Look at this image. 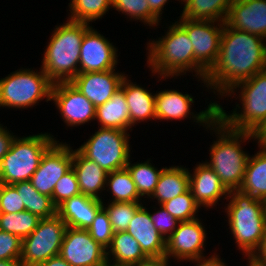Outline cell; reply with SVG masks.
Wrapping results in <instances>:
<instances>
[{
  "mask_svg": "<svg viewBox=\"0 0 266 266\" xmlns=\"http://www.w3.org/2000/svg\"><path fill=\"white\" fill-rule=\"evenodd\" d=\"M59 255L71 266H103L107 263L106 249L85 229L67 227Z\"/></svg>",
  "mask_w": 266,
  "mask_h": 266,
  "instance_id": "16",
  "label": "cell"
},
{
  "mask_svg": "<svg viewBox=\"0 0 266 266\" xmlns=\"http://www.w3.org/2000/svg\"><path fill=\"white\" fill-rule=\"evenodd\" d=\"M105 190L110 192V202H144L127 168L109 172Z\"/></svg>",
  "mask_w": 266,
  "mask_h": 266,
  "instance_id": "30",
  "label": "cell"
},
{
  "mask_svg": "<svg viewBox=\"0 0 266 266\" xmlns=\"http://www.w3.org/2000/svg\"><path fill=\"white\" fill-rule=\"evenodd\" d=\"M95 121L98 122V127L130 131L129 108L121 89L96 108Z\"/></svg>",
  "mask_w": 266,
  "mask_h": 266,
  "instance_id": "27",
  "label": "cell"
},
{
  "mask_svg": "<svg viewBox=\"0 0 266 266\" xmlns=\"http://www.w3.org/2000/svg\"><path fill=\"white\" fill-rule=\"evenodd\" d=\"M86 230L102 247L107 249L110 246L114 231L110 223L109 215L104 207L97 212L92 224Z\"/></svg>",
  "mask_w": 266,
  "mask_h": 266,
  "instance_id": "38",
  "label": "cell"
},
{
  "mask_svg": "<svg viewBox=\"0 0 266 266\" xmlns=\"http://www.w3.org/2000/svg\"><path fill=\"white\" fill-rule=\"evenodd\" d=\"M151 159L146 161L134 162L129 160L126 168L131 173L134 183L136 184L140 197L145 201L152 196L158 183L162 170L165 167H155ZM159 169V170H158ZM147 198V199H145Z\"/></svg>",
  "mask_w": 266,
  "mask_h": 266,
  "instance_id": "32",
  "label": "cell"
},
{
  "mask_svg": "<svg viewBox=\"0 0 266 266\" xmlns=\"http://www.w3.org/2000/svg\"><path fill=\"white\" fill-rule=\"evenodd\" d=\"M202 222L199 217L179 222L177 229L166 240L165 256L169 260L187 263L206 256L208 233Z\"/></svg>",
  "mask_w": 266,
  "mask_h": 266,
  "instance_id": "13",
  "label": "cell"
},
{
  "mask_svg": "<svg viewBox=\"0 0 266 266\" xmlns=\"http://www.w3.org/2000/svg\"><path fill=\"white\" fill-rule=\"evenodd\" d=\"M179 222L190 221L198 218V212L202 209L194 200L189 189L187 192L161 204ZM197 214V215H196Z\"/></svg>",
  "mask_w": 266,
  "mask_h": 266,
  "instance_id": "37",
  "label": "cell"
},
{
  "mask_svg": "<svg viewBox=\"0 0 266 266\" xmlns=\"http://www.w3.org/2000/svg\"><path fill=\"white\" fill-rule=\"evenodd\" d=\"M22 240L11 233L0 230V260L19 261Z\"/></svg>",
  "mask_w": 266,
  "mask_h": 266,
  "instance_id": "42",
  "label": "cell"
},
{
  "mask_svg": "<svg viewBox=\"0 0 266 266\" xmlns=\"http://www.w3.org/2000/svg\"><path fill=\"white\" fill-rule=\"evenodd\" d=\"M243 258L245 259V260H247V266H266V265H264V264H261V263H259V262H257L253 257H251V256H246V258H245V256H243Z\"/></svg>",
  "mask_w": 266,
  "mask_h": 266,
  "instance_id": "50",
  "label": "cell"
},
{
  "mask_svg": "<svg viewBox=\"0 0 266 266\" xmlns=\"http://www.w3.org/2000/svg\"><path fill=\"white\" fill-rule=\"evenodd\" d=\"M226 202L221 208L236 250L245 257L252 256L266 231V202L240 190L229 191Z\"/></svg>",
  "mask_w": 266,
  "mask_h": 266,
  "instance_id": "4",
  "label": "cell"
},
{
  "mask_svg": "<svg viewBox=\"0 0 266 266\" xmlns=\"http://www.w3.org/2000/svg\"><path fill=\"white\" fill-rule=\"evenodd\" d=\"M130 136L129 131L98 127L76 149L109 173L126 168L130 158L132 159Z\"/></svg>",
  "mask_w": 266,
  "mask_h": 266,
  "instance_id": "9",
  "label": "cell"
},
{
  "mask_svg": "<svg viewBox=\"0 0 266 266\" xmlns=\"http://www.w3.org/2000/svg\"><path fill=\"white\" fill-rule=\"evenodd\" d=\"M58 139L51 133L19 136L13 139L10 149L0 162V183L14 184L30 181L39 167L44 153Z\"/></svg>",
  "mask_w": 266,
  "mask_h": 266,
  "instance_id": "7",
  "label": "cell"
},
{
  "mask_svg": "<svg viewBox=\"0 0 266 266\" xmlns=\"http://www.w3.org/2000/svg\"><path fill=\"white\" fill-rule=\"evenodd\" d=\"M72 168L76 174L81 194L104 200L107 172L94 161L83 156L77 149H73ZM101 195V196H100Z\"/></svg>",
  "mask_w": 266,
  "mask_h": 266,
  "instance_id": "24",
  "label": "cell"
},
{
  "mask_svg": "<svg viewBox=\"0 0 266 266\" xmlns=\"http://www.w3.org/2000/svg\"><path fill=\"white\" fill-rule=\"evenodd\" d=\"M239 190L266 202V151L258 147L254 155H249Z\"/></svg>",
  "mask_w": 266,
  "mask_h": 266,
  "instance_id": "29",
  "label": "cell"
},
{
  "mask_svg": "<svg viewBox=\"0 0 266 266\" xmlns=\"http://www.w3.org/2000/svg\"><path fill=\"white\" fill-rule=\"evenodd\" d=\"M153 205L152 209L149 208L150 218L157 229V231L162 235V237L167 240V238L177 229L179 221L167 212L162 205ZM151 211V212H150Z\"/></svg>",
  "mask_w": 266,
  "mask_h": 266,
  "instance_id": "40",
  "label": "cell"
},
{
  "mask_svg": "<svg viewBox=\"0 0 266 266\" xmlns=\"http://www.w3.org/2000/svg\"><path fill=\"white\" fill-rule=\"evenodd\" d=\"M103 266H115V265H111V264H109V263H106V264L103 265Z\"/></svg>",
  "mask_w": 266,
  "mask_h": 266,
  "instance_id": "52",
  "label": "cell"
},
{
  "mask_svg": "<svg viewBox=\"0 0 266 266\" xmlns=\"http://www.w3.org/2000/svg\"><path fill=\"white\" fill-rule=\"evenodd\" d=\"M68 8V20L90 24L109 13L112 0H70Z\"/></svg>",
  "mask_w": 266,
  "mask_h": 266,
  "instance_id": "33",
  "label": "cell"
},
{
  "mask_svg": "<svg viewBox=\"0 0 266 266\" xmlns=\"http://www.w3.org/2000/svg\"><path fill=\"white\" fill-rule=\"evenodd\" d=\"M21 197L25 210L43 218H51L57 214V207L53 204L51 197L40 194L30 181L17 182L13 184Z\"/></svg>",
  "mask_w": 266,
  "mask_h": 266,
  "instance_id": "31",
  "label": "cell"
},
{
  "mask_svg": "<svg viewBox=\"0 0 266 266\" xmlns=\"http://www.w3.org/2000/svg\"><path fill=\"white\" fill-rule=\"evenodd\" d=\"M144 202H104L102 205L107 211L114 232L126 231L137 209Z\"/></svg>",
  "mask_w": 266,
  "mask_h": 266,
  "instance_id": "36",
  "label": "cell"
},
{
  "mask_svg": "<svg viewBox=\"0 0 266 266\" xmlns=\"http://www.w3.org/2000/svg\"><path fill=\"white\" fill-rule=\"evenodd\" d=\"M14 134L11 130L7 129V126L0 122V162L9 151L11 143L16 136Z\"/></svg>",
  "mask_w": 266,
  "mask_h": 266,
  "instance_id": "43",
  "label": "cell"
},
{
  "mask_svg": "<svg viewBox=\"0 0 266 266\" xmlns=\"http://www.w3.org/2000/svg\"><path fill=\"white\" fill-rule=\"evenodd\" d=\"M32 68L21 67L0 78V107L28 110L44 99L51 102L54 83L41 67L40 70Z\"/></svg>",
  "mask_w": 266,
  "mask_h": 266,
  "instance_id": "8",
  "label": "cell"
},
{
  "mask_svg": "<svg viewBox=\"0 0 266 266\" xmlns=\"http://www.w3.org/2000/svg\"><path fill=\"white\" fill-rule=\"evenodd\" d=\"M24 210V203L16 187L0 183V213H19Z\"/></svg>",
  "mask_w": 266,
  "mask_h": 266,
  "instance_id": "41",
  "label": "cell"
},
{
  "mask_svg": "<svg viewBox=\"0 0 266 266\" xmlns=\"http://www.w3.org/2000/svg\"><path fill=\"white\" fill-rule=\"evenodd\" d=\"M226 97L239 99V103L227 113L218 101L217 117L229 129L254 132L266 121V70L237 84L222 99Z\"/></svg>",
  "mask_w": 266,
  "mask_h": 266,
  "instance_id": "6",
  "label": "cell"
},
{
  "mask_svg": "<svg viewBox=\"0 0 266 266\" xmlns=\"http://www.w3.org/2000/svg\"><path fill=\"white\" fill-rule=\"evenodd\" d=\"M102 207V200L79 194L60 204L57 207V214L67 227L86 230Z\"/></svg>",
  "mask_w": 266,
  "mask_h": 266,
  "instance_id": "23",
  "label": "cell"
},
{
  "mask_svg": "<svg viewBox=\"0 0 266 266\" xmlns=\"http://www.w3.org/2000/svg\"><path fill=\"white\" fill-rule=\"evenodd\" d=\"M92 25L85 31L80 49L79 73L116 69L118 48Z\"/></svg>",
  "mask_w": 266,
  "mask_h": 266,
  "instance_id": "17",
  "label": "cell"
},
{
  "mask_svg": "<svg viewBox=\"0 0 266 266\" xmlns=\"http://www.w3.org/2000/svg\"><path fill=\"white\" fill-rule=\"evenodd\" d=\"M40 220L39 216L26 210L19 213H0V230L23 240L36 229Z\"/></svg>",
  "mask_w": 266,
  "mask_h": 266,
  "instance_id": "35",
  "label": "cell"
},
{
  "mask_svg": "<svg viewBox=\"0 0 266 266\" xmlns=\"http://www.w3.org/2000/svg\"><path fill=\"white\" fill-rule=\"evenodd\" d=\"M126 232L139 242L141 249L147 256L165 255L166 240L155 228L146 202L137 209Z\"/></svg>",
  "mask_w": 266,
  "mask_h": 266,
  "instance_id": "22",
  "label": "cell"
},
{
  "mask_svg": "<svg viewBox=\"0 0 266 266\" xmlns=\"http://www.w3.org/2000/svg\"><path fill=\"white\" fill-rule=\"evenodd\" d=\"M255 145L264 151H266V121L258 127L254 132Z\"/></svg>",
  "mask_w": 266,
  "mask_h": 266,
  "instance_id": "47",
  "label": "cell"
},
{
  "mask_svg": "<svg viewBox=\"0 0 266 266\" xmlns=\"http://www.w3.org/2000/svg\"><path fill=\"white\" fill-rule=\"evenodd\" d=\"M251 257H253L257 262L266 265V231L259 248L253 253Z\"/></svg>",
  "mask_w": 266,
  "mask_h": 266,
  "instance_id": "48",
  "label": "cell"
},
{
  "mask_svg": "<svg viewBox=\"0 0 266 266\" xmlns=\"http://www.w3.org/2000/svg\"><path fill=\"white\" fill-rule=\"evenodd\" d=\"M51 101L68 127H79L95 121L96 107L71 82L53 84Z\"/></svg>",
  "mask_w": 266,
  "mask_h": 266,
  "instance_id": "15",
  "label": "cell"
},
{
  "mask_svg": "<svg viewBox=\"0 0 266 266\" xmlns=\"http://www.w3.org/2000/svg\"><path fill=\"white\" fill-rule=\"evenodd\" d=\"M116 70L79 73L70 82L97 108L111 99L127 75Z\"/></svg>",
  "mask_w": 266,
  "mask_h": 266,
  "instance_id": "18",
  "label": "cell"
},
{
  "mask_svg": "<svg viewBox=\"0 0 266 266\" xmlns=\"http://www.w3.org/2000/svg\"><path fill=\"white\" fill-rule=\"evenodd\" d=\"M147 257L139 242L126 231L114 232L106 249L107 263L115 266H130Z\"/></svg>",
  "mask_w": 266,
  "mask_h": 266,
  "instance_id": "26",
  "label": "cell"
},
{
  "mask_svg": "<svg viewBox=\"0 0 266 266\" xmlns=\"http://www.w3.org/2000/svg\"><path fill=\"white\" fill-rule=\"evenodd\" d=\"M81 194L76 174L71 168L66 174H64L56 183L52 193V202L58 207L65 200Z\"/></svg>",
  "mask_w": 266,
  "mask_h": 266,
  "instance_id": "39",
  "label": "cell"
},
{
  "mask_svg": "<svg viewBox=\"0 0 266 266\" xmlns=\"http://www.w3.org/2000/svg\"><path fill=\"white\" fill-rule=\"evenodd\" d=\"M170 261L165 255L162 256H148L130 266H170Z\"/></svg>",
  "mask_w": 266,
  "mask_h": 266,
  "instance_id": "45",
  "label": "cell"
},
{
  "mask_svg": "<svg viewBox=\"0 0 266 266\" xmlns=\"http://www.w3.org/2000/svg\"><path fill=\"white\" fill-rule=\"evenodd\" d=\"M178 18L177 22L187 31L192 42L195 58L194 77L199 83H203L202 86L209 92L204 79L218 57L224 22Z\"/></svg>",
  "mask_w": 266,
  "mask_h": 266,
  "instance_id": "10",
  "label": "cell"
},
{
  "mask_svg": "<svg viewBox=\"0 0 266 266\" xmlns=\"http://www.w3.org/2000/svg\"><path fill=\"white\" fill-rule=\"evenodd\" d=\"M225 23L266 39V0H233Z\"/></svg>",
  "mask_w": 266,
  "mask_h": 266,
  "instance_id": "20",
  "label": "cell"
},
{
  "mask_svg": "<svg viewBox=\"0 0 266 266\" xmlns=\"http://www.w3.org/2000/svg\"><path fill=\"white\" fill-rule=\"evenodd\" d=\"M214 250V253H211L210 256L197 258L188 262L194 266H228L219 253H216L218 250L216 248Z\"/></svg>",
  "mask_w": 266,
  "mask_h": 266,
  "instance_id": "44",
  "label": "cell"
},
{
  "mask_svg": "<svg viewBox=\"0 0 266 266\" xmlns=\"http://www.w3.org/2000/svg\"><path fill=\"white\" fill-rule=\"evenodd\" d=\"M88 23L67 19L57 24L47 42L41 68L53 83L70 82L79 74L80 47Z\"/></svg>",
  "mask_w": 266,
  "mask_h": 266,
  "instance_id": "5",
  "label": "cell"
},
{
  "mask_svg": "<svg viewBox=\"0 0 266 266\" xmlns=\"http://www.w3.org/2000/svg\"><path fill=\"white\" fill-rule=\"evenodd\" d=\"M192 94L182 93L178 89H164L156 91L155 95V111L156 121H181V120H193L195 125H199L205 129L207 128L217 117V102L210 100V103L206 106L205 110L200 112L193 111L192 106L196 99ZM196 112V113H195ZM188 117V118H187ZM186 118V119H185ZM161 120V121H159Z\"/></svg>",
  "mask_w": 266,
  "mask_h": 266,
  "instance_id": "12",
  "label": "cell"
},
{
  "mask_svg": "<svg viewBox=\"0 0 266 266\" xmlns=\"http://www.w3.org/2000/svg\"><path fill=\"white\" fill-rule=\"evenodd\" d=\"M0 266H22L20 261L0 260Z\"/></svg>",
  "mask_w": 266,
  "mask_h": 266,
  "instance_id": "51",
  "label": "cell"
},
{
  "mask_svg": "<svg viewBox=\"0 0 266 266\" xmlns=\"http://www.w3.org/2000/svg\"><path fill=\"white\" fill-rule=\"evenodd\" d=\"M37 266H71L67 261H65L60 255L51 257L47 261H44Z\"/></svg>",
  "mask_w": 266,
  "mask_h": 266,
  "instance_id": "49",
  "label": "cell"
},
{
  "mask_svg": "<svg viewBox=\"0 0 266 266\" xmlns=\"http://www.w3.org/2000/svg\"><path fill=\"white\" fill-rule=\"evenodd\" d=\"M233 0H182L179 17L190 20L225 22Z\"/></svg>",
  "mask_w": 266,
  "mask_h": 266,
  "instance_id": "28",
  "label": "cell"
},
{
  "mask_svg": "<svg viewBox=\"0 0 266 266\" xmlns=\"http://www.w3.org/2000/svg\"><path fill=\"white\" fill-rule=\"evenodd\" d=\"M131 75H126L122 80L120 89L124 92L126 102L129 108L130 116V132L137 124L144 122L155 121V95L156 93L145 88V86L137 85V82H132Z\"/></svg>",
  "mask_w": 266,
  "mask_h": 266,
  "instance_id": "21",
  "label": "cell"
},
{
  "mask_svg": "<svg viewBox=\"0 0 266 266\" xmlns=\"http://www.w3.org/2000/svg\"><path fill=\"white\" fill-rule=\"evenodd\" d=\"M205 131H210L211 136L214 134L212 137H216L213 144L209 145L210 160L206 158L205 163L214 170L228 191L239 190L250 155L242 146L251 140L255 142L254 133L229 129L218 117Z\"/></svg>",
  "mask_w": 266,
  "mask_h": 266,
  "instance_id": "2",
  "label": "cell"
},
{
  "mask_svg": "<svg viewBox=\"0 0 266 266\" xmlns=\"http://www.w3.org/2000/svg\"><path fill=\"white\" fill-rule=\"evenodd\" d=\"M112 8L130 21H139L146 27L157 29L162 22L151 10L147 0H112ZM156 26V27H155Z\"/></svg>",
  "mask_w": 266,
  "mask_h": 266,
  "instance_id": "34",
  "label": "cell"
},
{
  "mask_svg": "<svg viewBox=\"0 0 266 266\" xmlns=\"http://www.w3.org/2000/svg\"><path fill=\"white\" fill-rule=\"evenodd\" d=\"M189 189V173L186 166H165L159 177L155 191L149 198V202H151V199L152 201L157 200L153 202H156V205H161L164 202L187 192Z\"/></svg>",
  "mask_w": 266,
  "mask_h": 266,
  "instance_id": "25",
  "label": "cell"
},
{
  "mask_svg": "<svg viewBox=\"0 0 266 266\" xmlns=\"http://www.w3.org/2000/svg\"><path fill=\"white\" fill-rule=\"evenodd\" d=\"M66 228L58 214L41 219L36 229L22 240L20 264L37 266L59 255Z\"/></svg>",
  "mask_w": 266,
  "mask_h": 266,
  "instance_id": "11",
  "label": "cell"
},
{
  "mask_svg": "<svg viewBox=\"0 0 266 266\" xmlns=\"http://www.w3.org/2000/svg\"><path fill=\"white\" fill-rule=\"evenodd\" d=\"M67 143L56 141L44 153L39 167L31 176L30 182L40 194L52 197L56 183L72 168L73 147Z\"/></svg>",
  "mask_w": 266,
  "mask_h": 266,
  "instance_id": "14",
  "label": "cell"
},
{
  "mask_svg": "<svg viewBox=\"0 0 266 266\" xmlns=\"http://www.w3.org/2000/svg\"><path fill=\"white\" fill-rule=\"evenodd\" d=\"M266 70V39L230 28L224 22L216 62L206 73L208 91L221 100L240 82Z\"/></svg>",
  "mask_w": 266,
  "mask_h": 266,
  "instance_id": "1",
  "label": "cell"
},
{
  "mask_svg": "<svg viewBox=\"0 0 266 266\" xmlns=\"http://www.w3.org/2000/svg\"><path fill=\"white\" fill-rule=\"evenodd\" d=\"M150 10L160 19L162 20V14L164 12V7L166 4L168 5L169 0H147ZM176 1V0H175ZM181 3L182 0H177Z\"/></svg>",
  "mask_w": 266,
  "mask_h": 266,
  "instance_id": "46",
  "label": "cell"
},
{
  "mask_svg": "<svg viewBox=\"0 0 266 266\" xmlns=\"http://www.w3.org/2000/svg\"><path fill=\"white\" fill-rule=\"evenodd\" d=\"M197 163L199 164L193 167V172L188 167L189 187L194 200L206 211L214 207L217 208L219 202L228 199L229 191L221 183L220 178L212 168L204 161Z\"/></svg>",
  "mask_w": 266,
  "mask_h": 266,
  "instance_id": "19",
  "label": "cell"
},
{
  "mask_svg": "<svg viewBox=\"0 0 266 266\" xmlns=\"http://www.w3.org/2000/svg\"><path fill=\"white\" fill-rule=\"evenodd\" d=\"M166 26L165 35L149 39L145 45L148 71L158 78L157 82L168 78L175 80L186 73L194 77L195 58L187 31L176 20Z\"/></svg>",
  "mask_w": 266,
  "mask_h": 266,
  "instance_id": "3",
  "label": "cell"
}]
</instances>
